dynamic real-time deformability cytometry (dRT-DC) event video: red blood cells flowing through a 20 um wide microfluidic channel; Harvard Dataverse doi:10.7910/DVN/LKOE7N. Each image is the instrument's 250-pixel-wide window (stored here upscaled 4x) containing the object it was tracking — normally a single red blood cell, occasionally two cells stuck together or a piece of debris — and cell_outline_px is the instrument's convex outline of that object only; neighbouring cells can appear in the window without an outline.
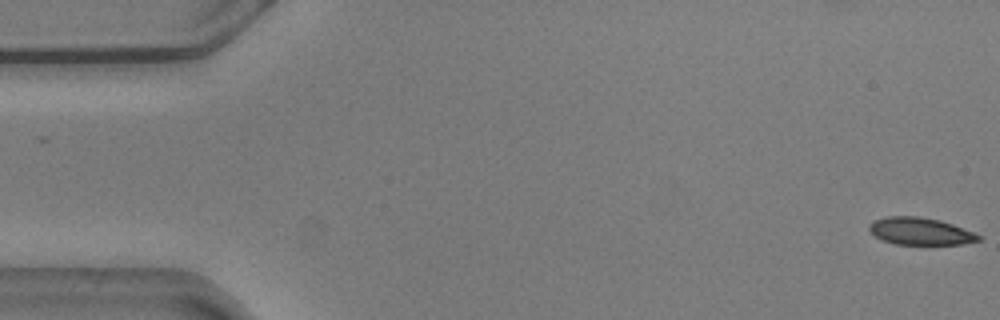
{"species": "common noctule bat (a hibernating species)", "species_latin": "Nyctalus noctula", "temperature_condition": "warm", "stored_images_in_passage": 9, "camera_frame_rate_fps": 3000, "um_per_image_px": 0.085, "animal": {"sex": "male", "body_mass_g": 20.5, "forearm_length_mm": 52.5}, "frame": {"image": 1, "passage_image": 1, "time_ms": 0.0, "image_size_px": [1000, 320], "cell_outline_px": [[980, 240], [964, 244], [896, 244], [880, 240], [868, 228], [876, 220], [888, 216], [920, 216], [940, 220], [952, 224], [972, 232], [980, 236]], "centroid_in_image_um": [78.23, 19.66], "position_along_channel_um": 6.8, "area_um2": 17.11}}